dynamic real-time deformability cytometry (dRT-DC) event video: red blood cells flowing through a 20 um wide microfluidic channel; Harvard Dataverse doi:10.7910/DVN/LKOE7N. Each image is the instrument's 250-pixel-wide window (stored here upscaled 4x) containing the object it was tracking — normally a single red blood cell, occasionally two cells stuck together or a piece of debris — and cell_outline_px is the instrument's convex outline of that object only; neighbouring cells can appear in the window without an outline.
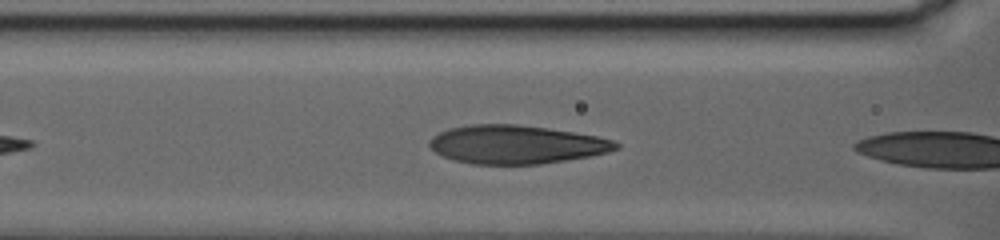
{"species": "human", "species_latin": "Homo sapiens", "temperature_condition": "warm", "stored_images_in_passage": 10, "camera_frame_rate_fps": 3000, "um_per_image_px": 0.085, "donor": {"sex": "female"}, "frame": {"image": 1, "passage_image": 9, "time_ms": 2.667, "image_size_px": [1000, 240], "cell_outline_px": [[620, 148], [608, 152], [592, 156], [540, 164], [472, 164], [452, 160], [436, 152], [428, 144], [428, 140], [432, 136], [448, 128], [472, 124], [516, 124], [548, 128], [596, 136], [612, 140], [620, 144]], "centroid_in_image_um": [43.87, 12.28], "position_along_channel_um": 122.7, "area_um2": 41.91}}